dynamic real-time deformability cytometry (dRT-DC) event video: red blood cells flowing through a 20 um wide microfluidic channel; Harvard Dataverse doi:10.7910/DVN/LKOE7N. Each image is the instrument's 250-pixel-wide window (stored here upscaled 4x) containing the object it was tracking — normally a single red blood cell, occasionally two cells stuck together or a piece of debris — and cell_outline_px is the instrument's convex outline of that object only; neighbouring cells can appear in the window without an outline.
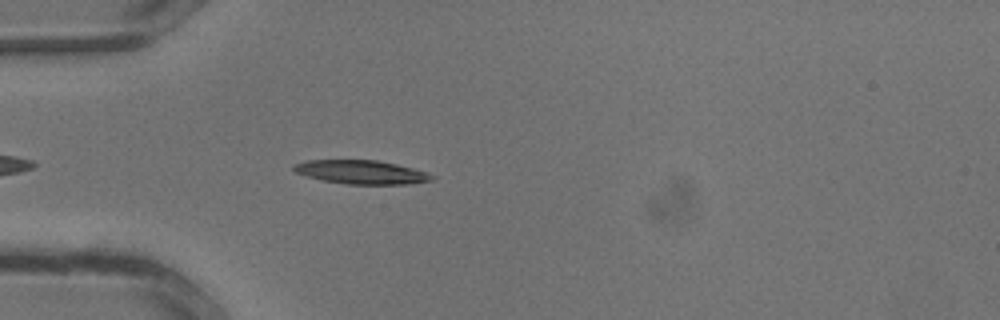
{"species": "common noctule bat (a hibernating species)", "species_latin": "Nyctalus noctula", "temperature_condition": "warm", "stored_images_in_passage": 26, "camera_frame_rate_fps": 3000, "um_per_image_px": 0.085, "animal": {"sex": "male", "body_mass_g": 13.3}, "frame": {"image": 1, "passage_image": 3, "time_ms": 0.667, "image_size_px": [1000, 320], "cell_outline_px": [[436, 176], [432, 180], [408, 184], [348, 184], [320, 180], [296, 172], [292, 168], [292, 164], [304, 160], [376, 160], [396, 164], [428, 172]], "centroid_in_image_um": [30.7, 14.62], "position_along_channel_um": 54.3, "area_um2": 19.13}}
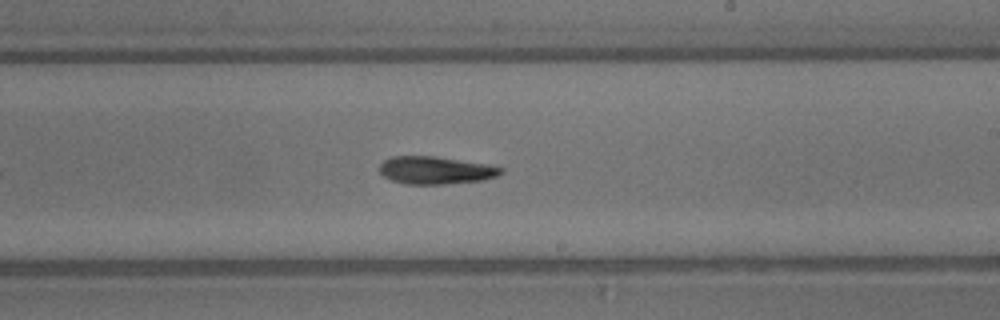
{"frame": {"image": 2, "passage_image": 13, "time_ms": 4.0, "image_size_px": [1000, 320], "cell_outline_px": [[504, 172], [496, 176], [480, 180], [444, 184], [404, 184], [392, 180], [384, 176], [380, 172], [380, 164], [384, 160], [392, 156], [436, 156], [484, 164], [504, 168]], "centroid_in_image_um": [37.0, 14.47], "position_along_channel_um": 252.0, "area_um2": 19.36}}
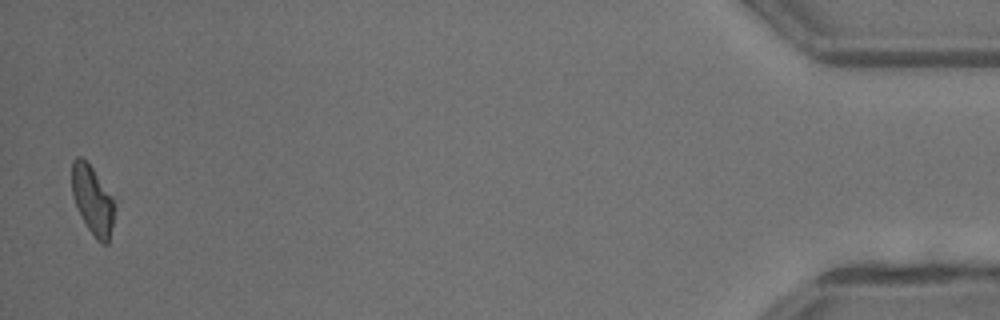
{"frame": {"image": 3, "passage_image": 26, "time_ms": 8.333, "image_size_px": [1000, 320], "cell_outline_px": [[120, 200], [108, 244], [100, 244], [96, 240], [88, 228], [72, 196], [72, 160], [76, 156], [80, 156], [120, 196]], "centroid_in_image_um": [8.01, 17.0], "position_along_channel_um": 427.2, "area_um2": 18.44}}